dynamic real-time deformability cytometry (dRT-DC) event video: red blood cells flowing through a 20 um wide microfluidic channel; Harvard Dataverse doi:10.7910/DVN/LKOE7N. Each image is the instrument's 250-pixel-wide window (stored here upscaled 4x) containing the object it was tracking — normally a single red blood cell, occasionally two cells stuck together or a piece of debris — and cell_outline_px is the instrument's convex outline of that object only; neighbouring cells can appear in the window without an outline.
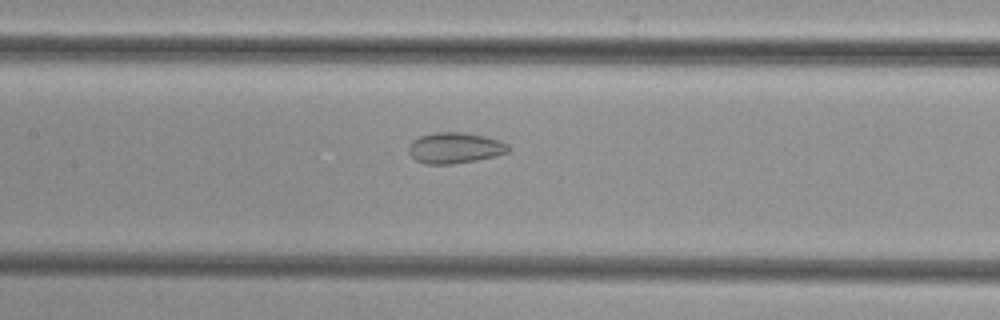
{"species": "common noctule bat (a hibernating species)", "species_latin": "Nyctalus noctula", "temperature_condition": "cold", "stored_images_in_passage": 36, "camera_frame_rate_fps": 3000, "um_per_image_px": 0.085, "animal": {"sex": "female", "body_mass_g": 29.2, "forearm_length_mm": 56.3}, "frame": {"image": 1, "passage_image": 9, "time_ms": 2.667, "image_size_px": [1000, 320], "cell_outline_px": [[508, 152], [496, 156], [476, 160], [452, 164], [424, 164], [416, 160], [408, 152], [408, 148], [412, 140], [420, 136], [436, 132], [468, 132], [500, 140], [508, 144]], "centroid_in_image_um": [38.66, 12.57], "position_along_channel_um": 168.7, "area_um2": 18.03}}
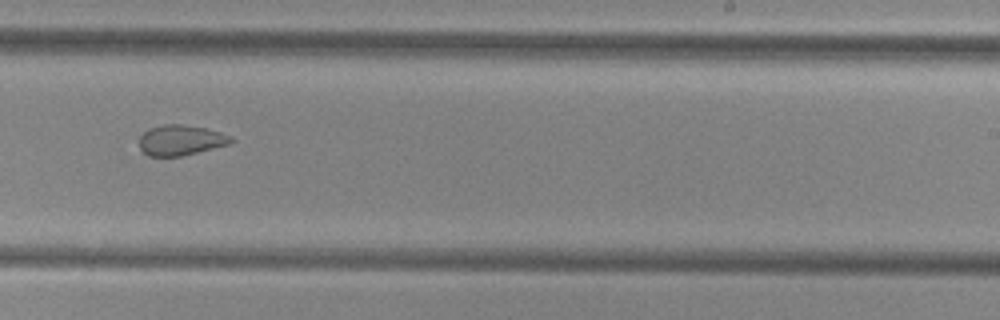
{"frame": {"image": 2, "passage_image": 17, "time_ms": 5.333, "image_size_px": [1000, 320], "cell_outline_px": [[236, 140], [232, 144], [180, 156], [148, 156], [140, 148], [140, 136], [148, 128], [164, 124], [180, 124], [204, 128], [220, 132], [232, 136]], "centroid_in_image_um": [15.4, 11.91], "position_along_channel_um": 273.6, "area_um2": 16.3}}
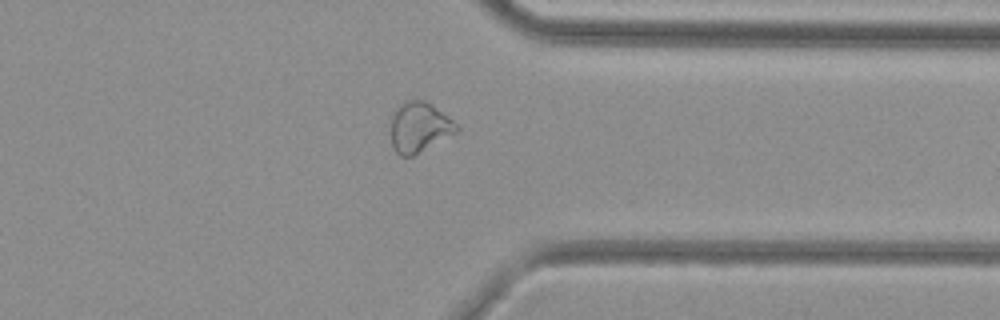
{"frame": {"image": 3, "passage_image": 25, "time_ms": 8.0, "image_size_px": [1000, 320], "cell_outline_px": [[460, 128], [456, 132], [412, 156], [400, 156], [396, 152], [392, 144], [392, 112], [400, 104], [408, 100], [424, 100], [432, 104], [452, 120]], "centroid_in_image_um": [35.62, 10.8], "position_along_channel_um": 375.8, "area_um2": 18.84}}